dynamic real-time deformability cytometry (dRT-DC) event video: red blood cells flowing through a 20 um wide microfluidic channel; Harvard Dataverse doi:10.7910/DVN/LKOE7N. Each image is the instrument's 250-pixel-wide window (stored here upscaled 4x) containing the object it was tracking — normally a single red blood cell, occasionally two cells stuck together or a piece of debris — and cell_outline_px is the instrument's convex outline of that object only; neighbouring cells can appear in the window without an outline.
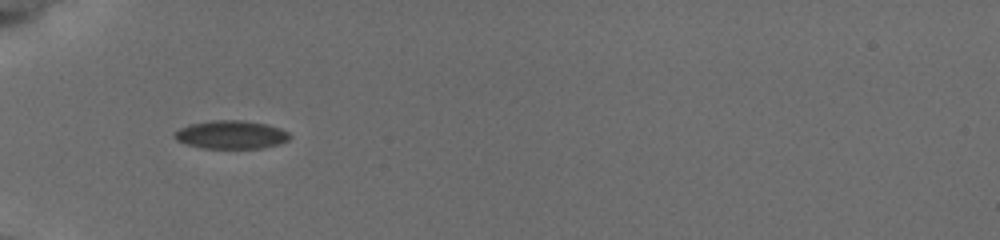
{"species": "common noctule bat (a hibernating species)", "species_latin": "Nyctalus noctula", "temperature_condition": "cold", "stored_images_in_passage": 6, "camera_frame_rate_fps": 3000, "um_per_image_px": 0.085, "animal": {"sex": "female", "body_mass_g": 19.5, "forearm_length_mm": 54.1}, "frame": {"image": 1, "passage_image": 5, "time_ms": 3.333, "image_size_px": [1000, 240], "cell_outline_px": [[292, 136], [288, 140], [280, 144], [260, 148], [204, 148], [188, 144], [176, 140], [176, 132], [180, 128], [188, 124], [212, 120], [244, 120], [268, 124], [280, 128], [288, 132]], "centroid_in_image_um": [19.7, 11.44], "position_along_channel_um": 65.3, "area_um2": 18.96}}
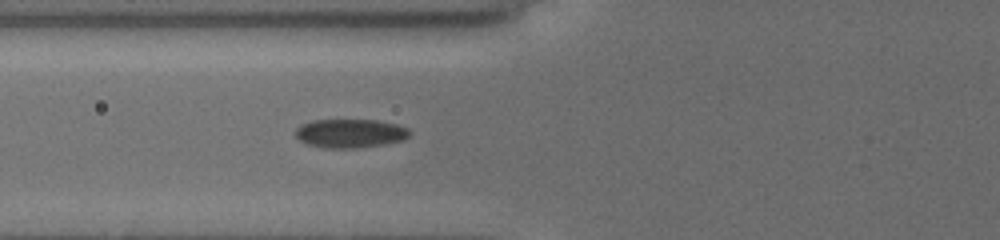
{"frame": {"image": 2, "passage_image": 6, "time_ms": 4.333, "image_size_px": [1000, 240], "cell_outline_px": [[412, 132], [404, 140], [384, 144], [360, 148], [324, 148], [308, 144], [300, 140], [296, 136], [296, 128], [312, 120], [376, 120], [396, 124], [408, 128]], "centroid_in_image_um": [29.8, 11.34], "position_along_channel_um": 96.0, "area_um2": 19.13}}